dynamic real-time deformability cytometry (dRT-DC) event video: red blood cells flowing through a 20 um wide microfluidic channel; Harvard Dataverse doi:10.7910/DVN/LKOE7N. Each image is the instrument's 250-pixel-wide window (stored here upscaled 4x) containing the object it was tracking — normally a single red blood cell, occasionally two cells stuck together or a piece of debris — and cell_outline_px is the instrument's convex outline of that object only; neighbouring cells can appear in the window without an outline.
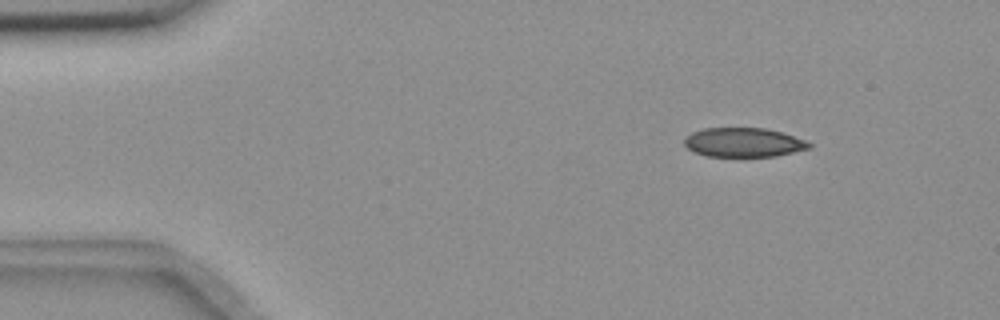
{"species": "common noctule bat (a hibernating species)", "species_latin": "Nyctalus noctula", "temperature_condition": "room temperature", "stored_images_in_passage": 6, "camera_frame_rate_fps": 3000, "um_per_image_px": 0.085, "animal": {"sex": "female", "body_mass_g": 18.4}, "frame": {"image": 1, "passage_image": 2, "time_ms": 0.333, "image_size_px": [1000, 320], "cell_outline_px": [[812, 148], [776, 156], [708, 156], [696, 152], [688, 148], [684, 144], [684, 140], [692, 132], [704, 128], [764, 128], [784, 132], [804, 140], [812, 144]], "centroid_in_image_um": [63.24, 12.1], "position_along_channel_um": 21.8, "area_um2": 21.15}}
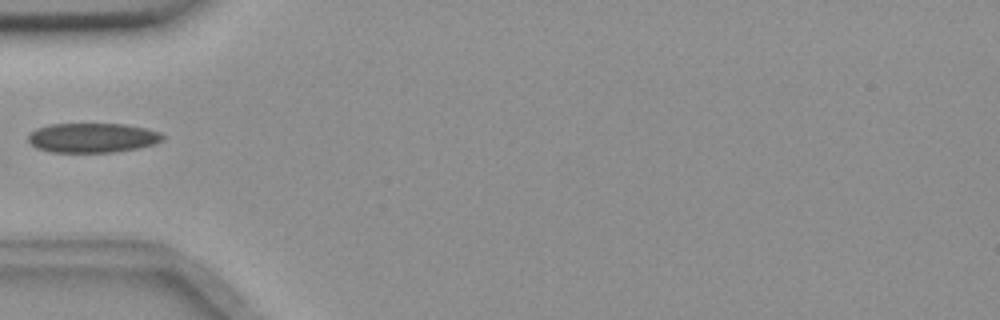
{"frame": {"image": 2, "passage_image": 5, "time_ms": 1.333, "image_size_px": [1000, 320], "cell_outline_px": [[164, 140], [156, 144], [116, 152], [52, 152], [36, 148], [28, 140], [28, 136], [36, 128], [52, 124], [124, 124], [144, 128], [160, 132], [164, 136]], "centroid_in_image_um": [7.88, 11.71], "position_along_channel_um": 77.1, "area_um2": 23.12}}